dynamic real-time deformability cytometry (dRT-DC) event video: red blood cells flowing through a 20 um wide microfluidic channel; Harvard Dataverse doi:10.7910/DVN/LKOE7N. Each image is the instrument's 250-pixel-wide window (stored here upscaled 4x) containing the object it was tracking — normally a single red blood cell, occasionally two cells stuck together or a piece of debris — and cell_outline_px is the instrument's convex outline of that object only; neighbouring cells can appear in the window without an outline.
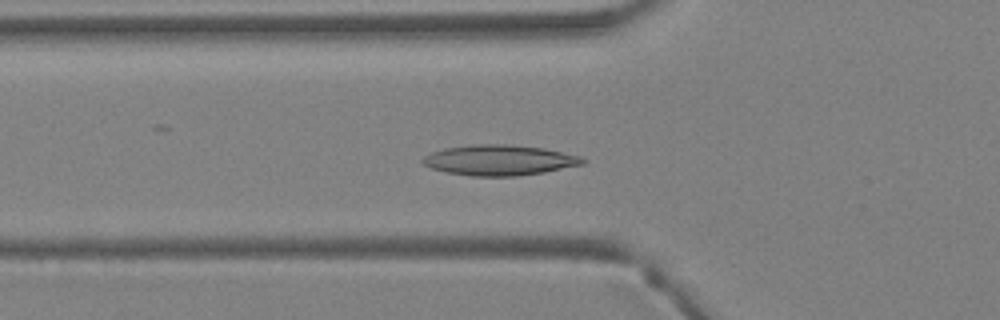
{"species": "Egyptian fruit bat (a non-hibernating species)", "species_latin": "Rousettus aegyptiacus", "temperature_condition": "warm", "stored_images_in_passage": 36, "camera_frame_rate_fps": 3000, "um_per_image_px": 0.085, "animal": {"sex": "female"}, "frame": {"image": 1, "passage_image": 9, "time_ms": 2.667, "image_size_px": [1000, 320], "cell_outline_px": [[584, 164], [544, 172], [516, 176], [472, 176], [448, 172], [432, 168], [424, 164], [420, 160], [424, 156], [432, 152], [444, 148], [472, 144], [504, 144], [544, 148], [580, 156], [584, 160]], "centroid_in_image_um": [42.43, 13.61], "position_along_channel_um": 83.4, "area_um2": 28.21}}
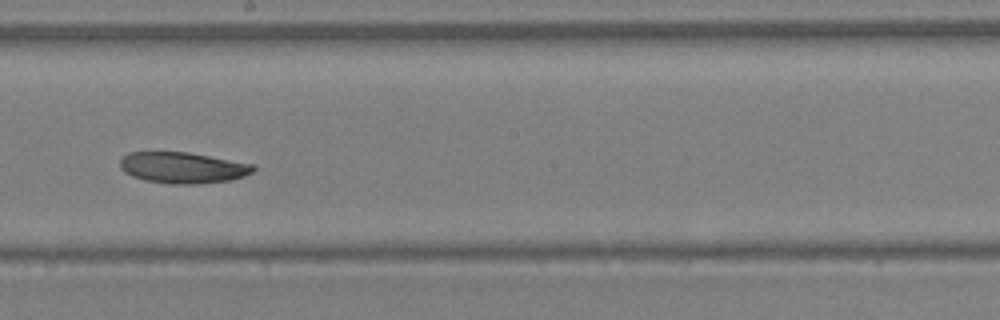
{"frame": {"image": 2, "passage_image": 18, "time_ms": 5.667, "image_size_px": [1000, 320], "cell_outline_px": [[256, 168], [252, 172], [244, 176], [232, 180], [196, 184], [168, 184], [144, 180], [132, 176], [124, 172], [120, 168], [120, 160], [128, 152], [188, 152], [256, 164]], "centroid_in_image_um": [15.55, 14.25], "position_along_channel_um": 232.6, "area_um2": 24.39}}
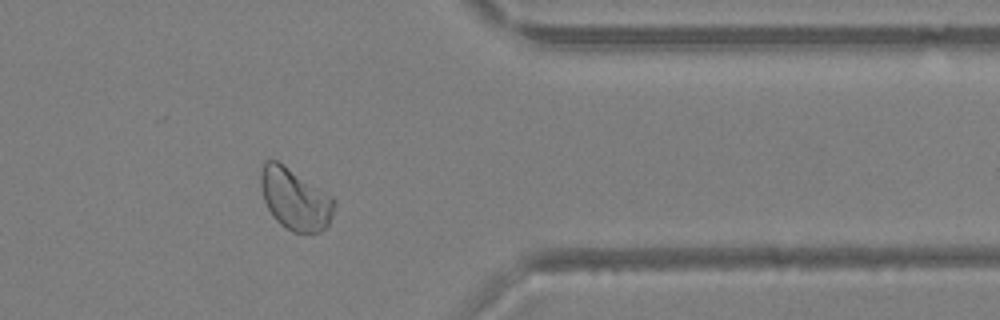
{"frame": {"image": 3, "passage_image": 28, "time_ms": 9.0, "image_size_px": [1000, 320], "cell_outline_px": [[336, 204], [332, 216], [328, 224], [320, 232], [292, 232], [280, 224], [272, 216], [264, 200], [260, 184], [260, 172], [264, 160], [276, 160], [284, 164], [332, 196], [336, 200]], "centroid_in_image_um": [25.07, 16.91], "position_along_channel_um": 386.3, "area_um2": 26.41}, "authors_computed_cell_mechanics": {"area_um2": 25.9811, "velocity_mm_per_s": 4.9837, "shape_relaxation_time_tau1_ms": 5.5923, "shape_relaxation_time_tau2_ms": null, "deformation_change_tau1": 0.1234, "deformation_change_tau2": null}}